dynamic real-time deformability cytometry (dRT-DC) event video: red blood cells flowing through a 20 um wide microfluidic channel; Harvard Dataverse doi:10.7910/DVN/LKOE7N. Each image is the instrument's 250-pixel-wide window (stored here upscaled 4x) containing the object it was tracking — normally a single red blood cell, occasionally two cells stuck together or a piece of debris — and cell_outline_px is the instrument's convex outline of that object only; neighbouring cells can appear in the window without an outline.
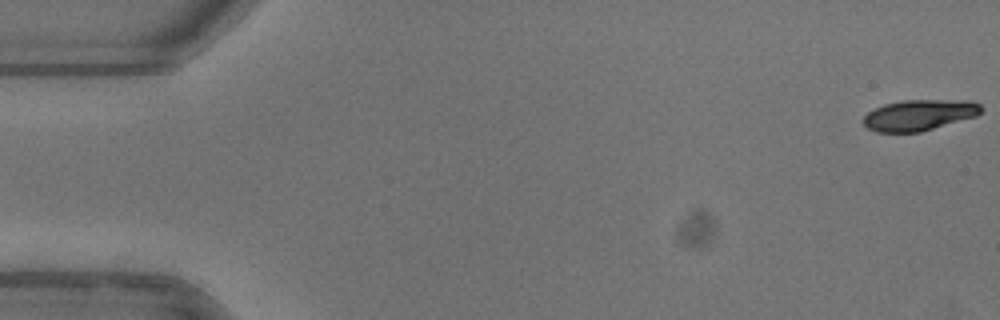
{"species": "common noctule bat (a hibernating species)", "species_latin": "Nyctalus noctula", "temperature_condition": "warm", "stored_images_in_passage": 15, "camera_frame_rate_fps": 3000, "um_per_image_px": 0.085, "animal": {"sex": "female"}, "frame": {"image": 1, "passage_image": 1, "time_ms": 0.0, "image_size_px": [1000, 320], "cell_outline_px": [[984, 108], [976, 116], [920, 132], [876, 132], [868, 128], [864, 124], [864, 116], [868, 112], [884, 104], [900, 100], [972, 100], [980, 104]], "centroid_in_image_um": [78.16, 9.77], "position_along_channel_um": 6.8, "area_um2": 21.21}}
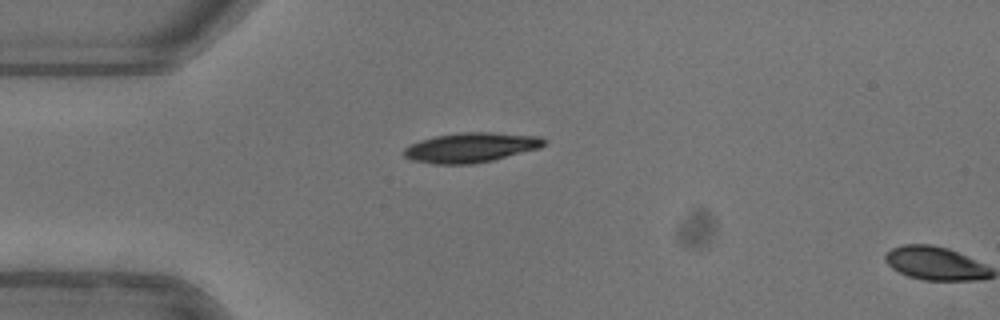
{"frame": {"image": 2, "passage_image": 14, "time_ms": 4.333, "image_size_px": [1000, 320], "cell_outline_px": [[544, 144], [540, 148], [492, 160], [468, 164], [432, 164], [412, 160], [404, 156], [404, 148], [420, 140], [436, 136], [464, 132], [492, 132], [540, 136], [544, 140]], "centroid_in_image_um": [40.02, 12.54], "position_along_channel_um": 45.0, "area_um2": 24.04}}